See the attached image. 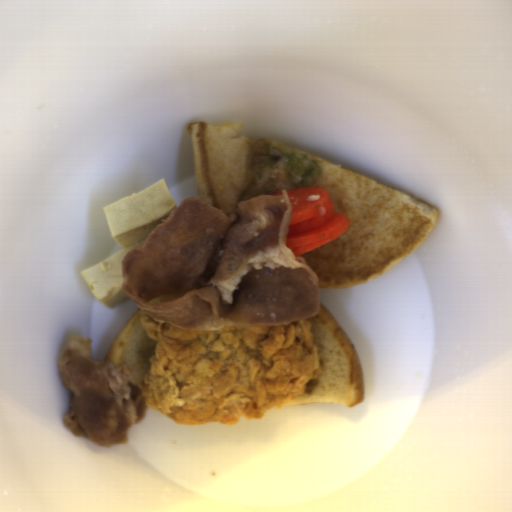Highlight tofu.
<instances>
[{
	"label": "tofu",
	"instance_id": "obj_1",
	"mask_svg": "<svg viewBox=\"0 0 512 512\" xmlns=\"http://www.w3.org/2000/svg\"><path fill=\"white\" fill-rule=\"evenodd\" d=\"M177 208L163 178L103 208L111 236L123 249L80 273L98 301L111 309L131 300L123 290L122 260L132 248L143 245L151 231Z\"/></svg>",
	"mask_w": 512,
	"mask_h": 512
}]
</instances>
